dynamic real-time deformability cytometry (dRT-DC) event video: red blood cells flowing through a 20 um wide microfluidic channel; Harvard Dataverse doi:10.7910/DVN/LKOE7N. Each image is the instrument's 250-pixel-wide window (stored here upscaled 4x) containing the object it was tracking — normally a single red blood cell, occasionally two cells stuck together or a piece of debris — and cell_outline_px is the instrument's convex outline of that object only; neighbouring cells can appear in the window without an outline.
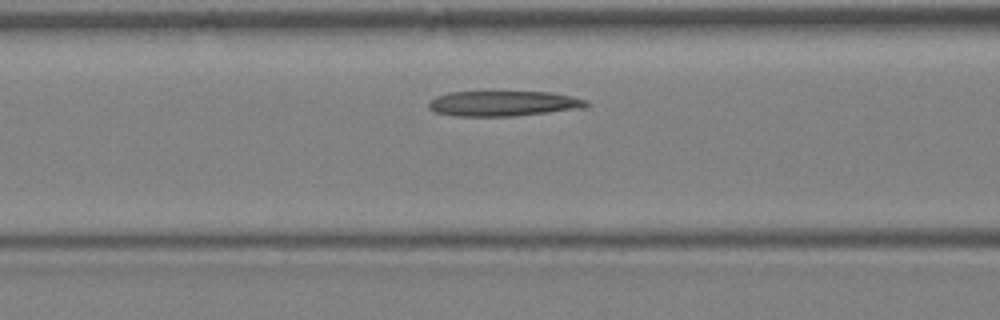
{"species": "Egyptian fruit bat (a non-hibernating species)", "species_latin": "Rousettus aegyptiacus", "temperature_condition": "warm", "stored_images_in_passage": 15, "camera_frame_rate_fps": 3000, "um_per_image_px": 0.085, "animal": {"sex": "female"}, "frame": {"image": 1, "passage_image": 7, "time_ms": 2.0, "image_size_px": [1000, 320], "cell_outline_px": [[588, 108], [516, 116], [456, 116], [436, 112], [428, 108], [428, 104], [436, 96], [448, 92], [552, 92], [572, 96], [588, 100]], "centroid_in_image_um": [42.85, 8.8], "position_along_channel_um": 123.8, "area_um2": 23.41}}
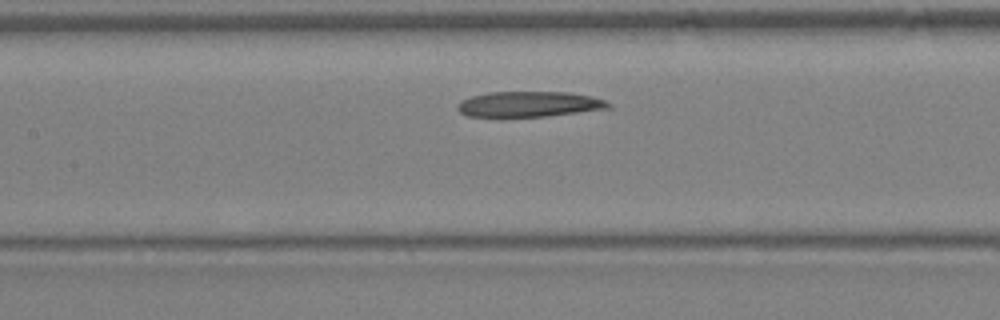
{"frame": {"image": 2, "passage_image": 9, "time_ms": 2.667, "image_size_px": [1000, 320], "cell_outline_px": [[612, 108], [548, 116], [468, 116], [460, 112], [456, 108], [456, 104], [460, 100], [472, 96], [488, 92], [564, 92], [592, 96], [604, 100], [612, 104]], "centroid_in_image_um": [44.98, 8.85], "position_along_channel_um": 162.4, "area_um2": 22.37}}
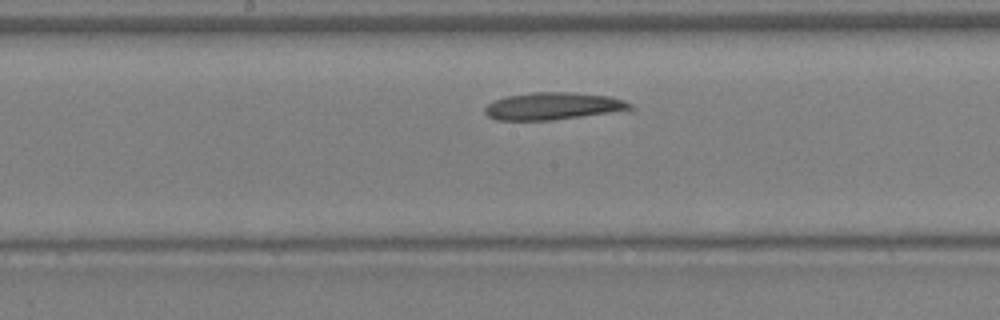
{"frame": {"image": 3, "passage_image": 11, "time_ms": 3.333, "image_size_px": [1000, 320], "cell_outline_px": [[636, 108], [632, 112], [552, 120], [496, 120], [488, 116], [484, 112], [484, 108], [492, 100], [504, 96], [532, 92], [572, 92], [608, 96], [624, 100], [632, 104]], "centroid_in_image_um": [47.14, 9.03], "position_along_channel_um": 201.1, "area_um2": 24.04}}